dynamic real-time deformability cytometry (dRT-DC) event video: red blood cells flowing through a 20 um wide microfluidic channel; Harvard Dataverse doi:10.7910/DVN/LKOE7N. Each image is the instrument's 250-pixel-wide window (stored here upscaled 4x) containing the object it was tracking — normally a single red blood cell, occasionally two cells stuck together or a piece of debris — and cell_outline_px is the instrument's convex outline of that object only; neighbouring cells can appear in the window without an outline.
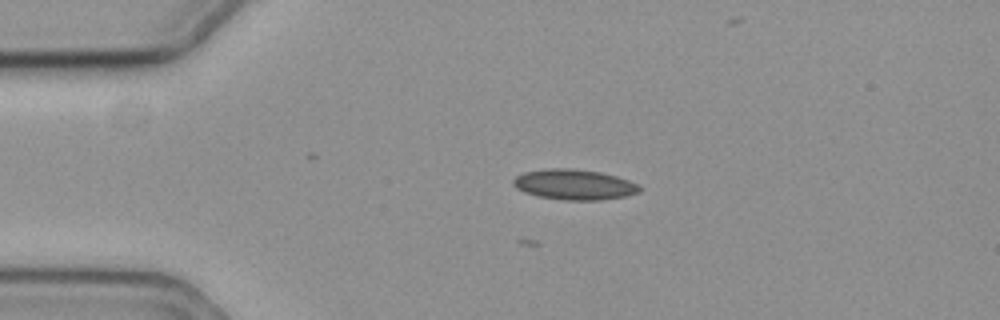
{"species": "common noctule bat (a hibernating species)", "species_latin": "Nyctalus noctula", "temperature_condition": "cold", "stored_images_in_passage": 4, "camera_frame_rate_fps": 3000, "um_per_image_px": 0.085, "animal": {"sex": "female", "body_mass_g": 19.3, "forearm_length_mm": 54.1}, "frame": {"image": 1, "passage_image": 4, "time_ms": 1.0, "image_size_px": [1000, 320], "cell_outline_px": [[644, 188], [640, 192], [624, 196], [600, 200], [568, 200], [540, 196], [524, 192], [516, 188], [512, 184], [512, 180], [516, 176], [524, 172], [544, 168], [572, 168], [600, 172], [616, 176], [628, 180]], "centroid_in_image_um": [48.8, 15.67], "position_along_channel_um": 36.2, "area_um2": 22.37}}